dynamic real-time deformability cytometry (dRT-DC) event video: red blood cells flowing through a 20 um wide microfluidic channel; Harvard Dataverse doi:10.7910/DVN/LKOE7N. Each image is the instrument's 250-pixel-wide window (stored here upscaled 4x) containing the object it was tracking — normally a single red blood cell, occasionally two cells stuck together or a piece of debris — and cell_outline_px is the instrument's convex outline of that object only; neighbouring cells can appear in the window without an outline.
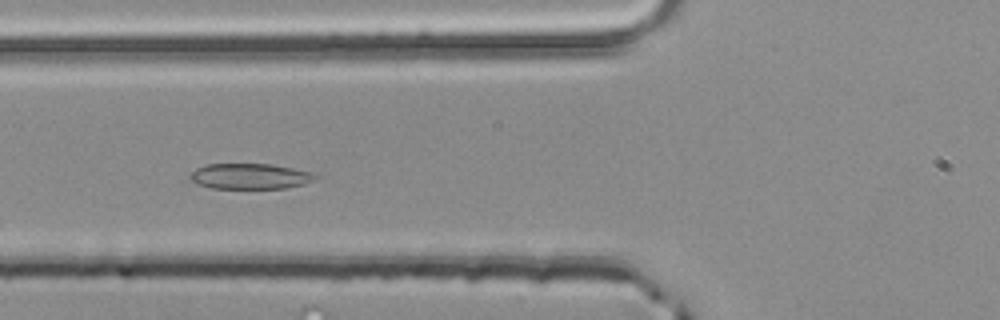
{"species": "common noctule bat (a hibernating species)", "species_latin": "Nyctalus noctula", "temperature_condition": "room temperature", "stored_images_in_passage": 41, "camera_frame_rate_fps": 3000, "um_per_image_px": 0.085, "animal": {"sex": "male", "body_mass_g": 20.4}, "frame": {"image": 1, "passage_image": 9, "time_ms": 2.667, "image_size_px": [1000, 320], "cell_outline_px": [[320, 176], [304, 184], [288, 188], [212, 188], [196, 184], [188, 176], [196, 168], [204, 164], [272, 164], [292, 168], [308, 172]], "centroid_in_image_um": [21.21, 14.98], "position_along_channel_um": 104.6, "area_um2": 18.61}}
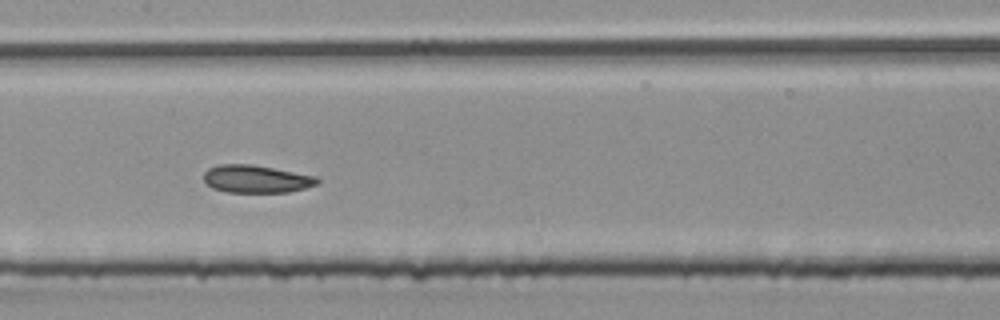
{"frame": {"image": 2, "passage_image": 15, "time_ms": 4.667, "image_size_px": [1000, 320], "cell_outline_px": [[320, 184], [288, 192], [228, 192], [212, 188], [204, 180], [204, 172], [208, 168], [220, 164], [252, 164], [316, 176], [320, 180]], "centroid_in_image_um": [21.79, 15.21], "position_along_channel_um": 185.6, "area_um2": 18.32}}
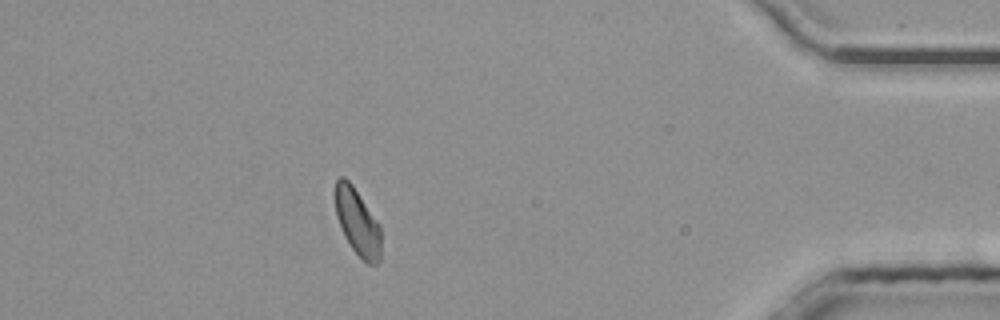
{"frame": {"image": 3, "passage_image": 35, "time_ms": 11.333, "image_size_px": [1000, 320], "cell_outline_px": [[380, 260], [376, 264], [368, 264], [352, 248], [344, 236], [336, 216], [332, 192], [336, 180], [340, 176], [344, 176], [352, 184], [380, 224]], "centroid_in_image_um": [30.33, 18.8], "position_along_channel_um": 404.9, "area_um2": 18.09}, "authors_computed_cell_mechanics": {"area_um2": 18.3226, "velocity_mm_per_s": 4.0387, "shape_relaxation_time_tau1_ms": 4.483, "shape_relaxation_time_tau2_ms": 1.5838, "deformation_change_tau1": 0.0896, "deformation_change_tau2": 0.0549}}